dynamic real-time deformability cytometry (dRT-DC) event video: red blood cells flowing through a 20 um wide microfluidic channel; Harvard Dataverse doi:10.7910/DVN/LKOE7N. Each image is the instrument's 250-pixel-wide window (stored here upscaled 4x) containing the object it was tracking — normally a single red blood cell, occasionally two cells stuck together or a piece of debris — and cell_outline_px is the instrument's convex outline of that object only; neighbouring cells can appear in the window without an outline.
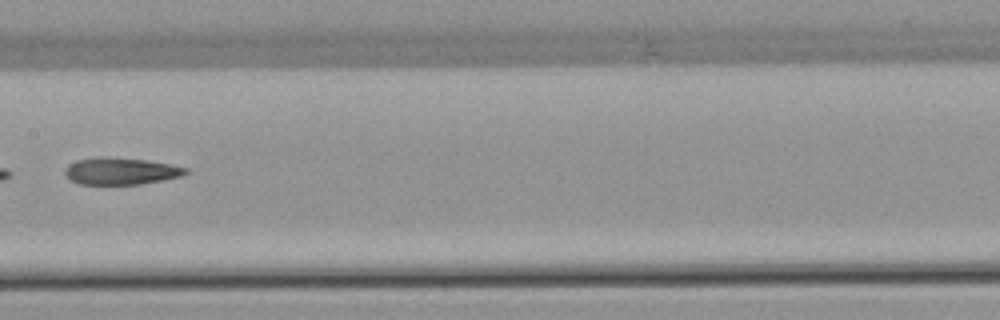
{"species": "common noctule bat (a hibernating species)", "species_latin": "Nyctalus noctula", "temperature_condition": "warm", "stored_images_in_passage": 6, "camera_frame_rate_fps": 3000, "um_per_image_px": 0.085, "animal": {"sex": "female", "body_mass_g": 22.7, "forearm_length_mm": 54.2}, "frame": {"image": 1, "passage_image": 5, "time_ms": 5.0, "image_size_px": [1000, 320], "cell_outline_px": [[192, 172], [184, 176], [140, 184], [80, 184], [64, 176], [64, 168], [68, 164], [76, 160], [96, 156], [108, 156], [148, 160], [188, 168]], "centroid_in_image_um": [10.27, 14.53], "position_along_channel_um": 197.1, "area_um2": 19.36}}
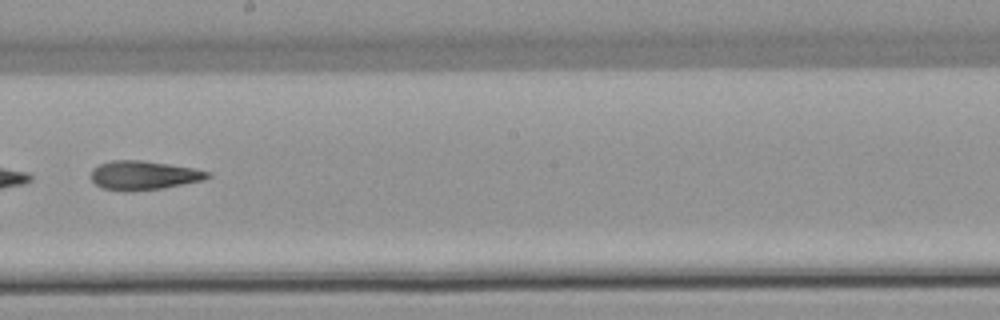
{"frame": {"image": 2, "passage_image": 6, "time_ms": 6.0, "image_size_px": [1000, 320], "cell_outline_px": [[212, 176], [204, 180], [164, 188], [128, 192], [124, 192], [104, 188], [96, 184], [92, 180], [92, 168], [100, 164], [112, 160], [140, 160], [168, 164], [192, 168], [208, 172]], "centroid_in_image_um": [12.21, 14.91], "position_along_channel_um": 236.0, "area_um2": 19.65}}